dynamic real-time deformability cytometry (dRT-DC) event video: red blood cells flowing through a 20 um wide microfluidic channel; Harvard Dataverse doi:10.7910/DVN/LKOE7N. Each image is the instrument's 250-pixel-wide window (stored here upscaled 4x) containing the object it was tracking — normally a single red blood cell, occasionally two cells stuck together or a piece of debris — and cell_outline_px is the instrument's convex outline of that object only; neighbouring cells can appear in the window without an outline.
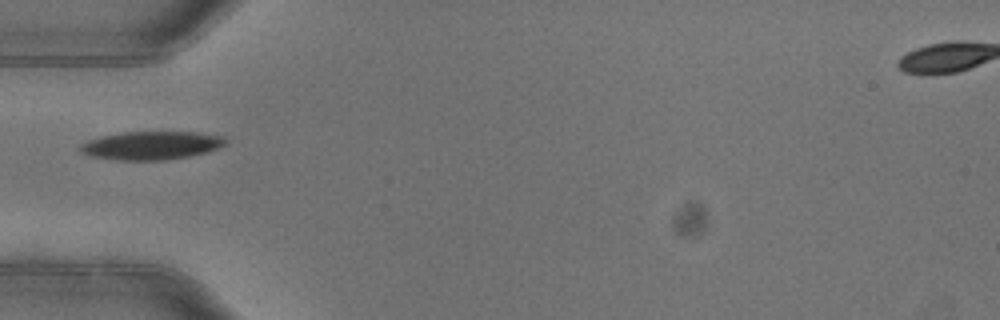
{"species": "common noctule bat (a hibernating species)", "species_latin": "Nyctalus noctula", "temperature_condition": "warm", "stored_images_in_passage": 1, "camera_frame_rate_fps": 3000, "um_per_image_px": 0.085, "animal": {"sex": "female"}, "frame": {"image": 1, "passage_image": 1, "time_ms": 0.0, "image_size_px": [1000, 320], "cell_outline_px": [[228, 140], [224, 144], [216, 148], [204, 152], [188, 156], [164, 160], [116, 160], [88, 156], [80, 152], [76, 148], [80, 144], [88, 140], [100, 136], [124, 132], [196, 132], [224, 136]], "centroid_in_image_um": [12.78, 12.36], "position_along_channel_um": 72.2, "area_um2": 24.04}}